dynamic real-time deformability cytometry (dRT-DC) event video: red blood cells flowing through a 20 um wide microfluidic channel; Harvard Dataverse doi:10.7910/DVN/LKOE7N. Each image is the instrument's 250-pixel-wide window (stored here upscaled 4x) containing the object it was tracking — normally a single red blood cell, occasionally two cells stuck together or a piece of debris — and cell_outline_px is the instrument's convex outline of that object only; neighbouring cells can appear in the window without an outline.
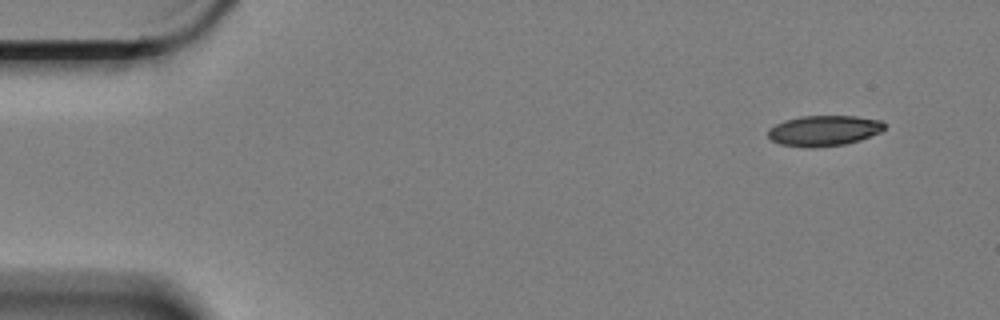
{"species": "Egyptian fruit bat (a non-hibernating species)", "species_latin": "Rousettus aegyptiacus", "temperature_condition": "cold", "stored_images_in_passage": 7, "camera_frame_rate_fps": 3000, "um_per_image_px": 0.085, "animal": {"sex": "female"}, "frame": {"image": 1, "passage_image": 1, "time_ms": 0.0, "image_size_px": [1000, 320], "cell_outline_px": [[884, 128], [880, 132], [860, 140], [844, 144], [780, 144], [772, 140], [768, 136], [768, 132], [776, 124], [784, 120], [800, 116], [856, 116], [880, 120], [884, 124]], "centroid_in_image_um": [70.08, 11.04], "position_along_channel_um": 14.9, "area_um2": 19.59}}
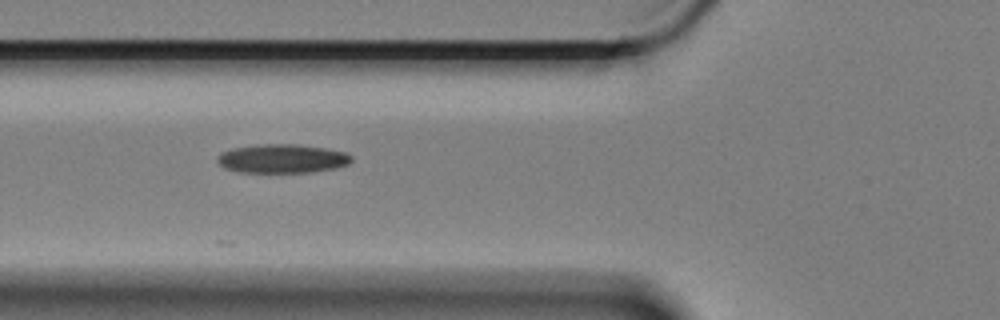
{"frame": {"image": 2, "passage_image": 5, "time_ms": 1.333, "image_size_px": [1000, 320], "cell_outline_px": [[352, 160], [348, 164], [336, 168], [308, 172], [240, 172], [224, 168], [216, 160], [216, 156], [220, 152], [232, 148], [256, 144], [300, 144], [328, 148], [344, 152], [352, 156]], "centroid_in_image_um": [23.96, 13.47], "position_along_channel_um": 101.8, "area_um2": 22.77}}
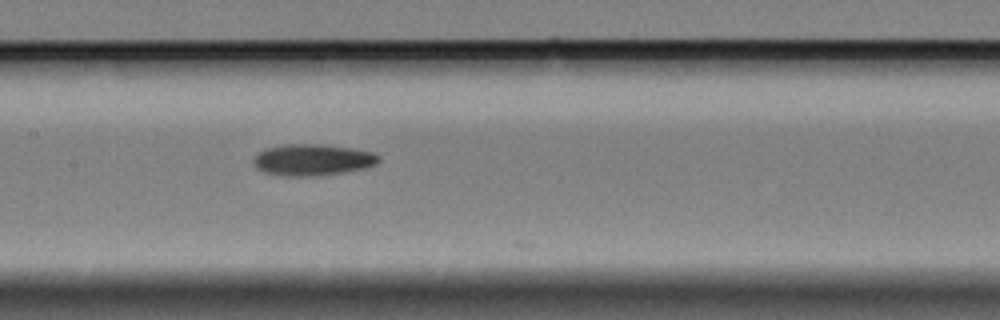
{"frame": {"image": 3, "passage_image": 7, "time_ms": 2.0, "image_size_px": [1000, 320], "cell_outline_px": [[380, 160], [376, 164], [364, 168], [340, 172], [308, 176], [280, 176], [264, 172], [256, 168], [252, 160], [264, 148], [288, 144], [320, 144], [352, 148], [372, 152], [380, 156]], "centroid_in_image_um": [26.54, 13.58], "position_along_channel_um": 180.9, "area_um2": 22.77}}